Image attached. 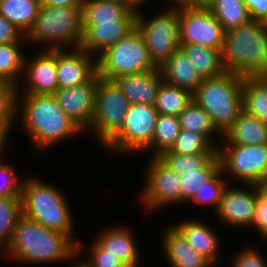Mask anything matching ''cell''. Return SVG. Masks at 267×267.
<instances>
[{
	"instance_id": "obj_1",
	"label": "cell",
	"mask_w": 267,
	"mask_h": 267,
	"mask_svg": "<svg viewBox=\"0 0 267 267\" xmlns=\"http://www.w3.org/2000/svg\"><path fill=\"white\" fill-rule=\"evenodd\" d=\"M20 89L17 87L16 118L21 116L22 126L30 135L36 149L44 150L70 136L84 132L64 113L53 94L23 96V93L20 94Z\"/></svg>"
},
{
	"instance_id": "obj_2",
	"label": "cell",
	"mask_w": 267,
	"mask_h": 267,
	"mask_svg": "<svg viewBox=\"0 0 267 267\" xmlns=\"http://www.w3.org/2000/svg\"><path fill=\"white\" fill-rule=\"evenodd\" d=\"M4 252L11 260L30 264L64 262L79 256L78 245L69 236L23 215L18 219L12 241Z\"/></svg>"
},
{
	"instance_id": "obj_3",
	"label": "cell",
	"mask_w": 267,
	"mask_h": 267,
	"mask_svg": "<svg viewBox=\"0 0 267 267\" xmlns=\"http://www.w3.org/2000/svg\"><path fill=\"white\" fill-rule=\"evenodd\" d=\"M221 54L225 72L242 77L267 76V24L251 20L225 30Z\"/></svg>"
},
{
	"instance_id": "obj_4",
	"label": "cell",
	"mask_w": 267,
	"mask_h": 267,
	"mask_svg": "<svg viewBox=\"0 0 267 267\" xmlns=\"http://www.w3.org/2000/svg\"><path fill=\"white\" fill-rule=\"evenodd\" d=\"M66 196L56 186L35 178H25L22 184V215L36 221L44 227L62 232L78 245V254L82 247L72 234L74 233L73 215L70 212Z\"/></svg>"
},
{
	"instance_id": "obj_5",
	"label": "cell",
	"mask_w": 267,
	"mask_h": 267,
	"mask_svg": "<svg viewBox=\"0 0 267 267\" xmlns=\"http://www.w3.org/2000/svg\"><path fill=\"white\" fill-rule=\"evenodd\" d=\"M243 77L224 72L205 78L193 94L194 101L209 115L216 131L223 136L233 125L242 108Z\"/></svg>"
},
{
	"instance_id": "obj_6",
	"label": "cell",
	"mask_w": 267,
	"mask_h": 267,
	"mask_svg": "<svg viewBox=\"0 0 267 267\" xmlns=\"http://www.w3.org/2000/svg\"><path fill=\"white\" fill-rule=\"evenodd\" d=\"M82 39V7L46 4H41L33 26L25 35V40L33 44L46 42L49 50L64 49L67 46L78 48Z\"/></svg>"
},
{
	"instance_id": "obj_7",
	"label": "cell",
	"mask_w": 267,
	"mask_h": 267,
	"mask_svg": "<svg viewBox=\"0 0 267 267\" xmlns=\"http://www.w3.org/2000/svg\"><path fill=\"white\" fill-rule=\"evenodd\" d=\"M96 59L98 76L107 80L157 68L149 56L142 35L136 28L105 49Z\"/></svg>"
},
{
	"instance_id": "obj_8",
	"label": "cell",
	"mask_w": 267,
	"mask_h": 267,
	"mask_svg": "<svg viewBox=\"0 0 267 267\" xmlns=\"http://www.w3.org/2000/svg\"><path fill=\"white\" fill-rule=\"evenodd\" d=\"M144 17L138 10L136 29L151 60L159 67L180 48L179 9L167 8L148 21Z\"/></svg>"
},
{
	"instance_id": "obj_9",
	"label": "cell",
	"mask_w": 267,
	"mask_h": 267,
	"mask_svg": "<svg viewBox=\"0 0 267 267\" xmlns=\"http://www.w3.org/2000/svg\"><path fill=\"white\" fill-rule=\"evenodd\" d=\"M130 103L114 80L98 76L92 129L104 146L122 127Z\"/></svg>"
},
{
	"instance_id": "obj_10",
	"label": "cell",
	"mask_w": 267,
	"mask_h": 267,
	"mask_svg": "<svg viewBox=\"0 0 267 267\" xmlns=\"http://www.w3.org/2000/svg\"><path fill=\"white\" fill-rule=\"evenodd\" d=\"M158 115L154 105L130 104L121 129L104 145L105 148L118 154L151 150Z\"/></svg>"
},
{
	"instance_id": "obj_11",
	"label": "cell",
	"mask_w": 267,
	"mask_h": 267,
	"mask_svg": "<svg viewBox=\"0 0 267 267\" xmlns=\"http://www.w3.org/2000/svg\"><path fill=\"white\" fill-rule=\"evenodd\" d=\"M217 148L220 169L242 184L260 186L267 182V143L261 145L227 144ZM227 147V148H225ZM223 149V150H222Z\"/></svg>"
},
{
	"instance_id": "obj_12",
	"label": "cell",
	"mask_w": 267,
	"mask_h": 267,
	"mask_svg": "<svg viewBox=\"0 0 267 267\" xmlns=\"http://www.w3.org/2000/svg\"><path fill=\"white\" fill-rule=\"evenodd\" d=\"M146 169V181L141 194V202L146 210L154 211L162 206L181 203L180 175L154 156Z\"/></svg>"
},
{
	"instance_id": "obj_13",
	"label": "cell",
	"mask_w": 267,
	"mask_h": 267,
	"mask_svg": "<svg viewBox=\"0 0 267 267\" xmlns=\"http://www.w3.org/2000/svg\"><path fill=\"white\" fill-rule=\"evenodd\" d=\"M180 44H197L223 49L222 25L207 7L179 9Z\"/></svg>"
},
{
	"instance_id": "obj_14",
	"label": "cell",
	"mask_w": 267,
	"mask_h": 267,
	"mask_svg": "<svg viewBox=\"0 0 267 267\" xmlns=\"http://www.w3.org/2000/svg\"><path fill=\"white\" fill-rule=\"evenodd\" d=\"M97 86L98 74L96 73L81 85L58 88L53 94L64 113L83 131L87 130L92 122Z\"/></svg>"
},
{
	"instance_id": "obj_15",
	"label": "cell",
	"mask_w": 267,
	"mask_h": 267,
	"mask_svg": "<svg viewBox=\"0 0 267 267\" xmlns=\"http://www.w3.org/2000/svg\"><path fill=\"white\" fill-rule=\"evenodd\" d=\"M137 11L130 10L118 21L82 23L83 39L80 48L93 56L118 42L136 28ZM96 54V55H94Z\"/></svg>"
},
{
	"instance_id": "obj_16",
	"label": "cell",
	"mask_w": 267,
	"mask_h": 267,
	"mask_svg": "<svg viewBox=\"0 0 267 267\" xmlns=\"http://www.w3.org/2000/svg\"><path fill=\"white\" fill-rule=\"evenodd\" d=\"M246 186L248 190L230 185L224 190L216 211L220 221L244 228L251 226L255 216L256 185Z\"/></svg>"
},
{
	"instance_id": "obj_17",
	"label": "cell",
	"mask_w": 267,
	"mask_h": 267,
	"mask_svg": "<svg viewBox=\"0 0 267 267\" xmlns=\"http://www.w3.org/2000/svg\"><path fill=\"white\" fill-rule=\"evenodd\" d=\"M92 55L80 47L57 50L58 87H75L89 81L97 73V60Z\"/></svg>"
},
{
	"instance_id": "obj_18",
	"label": "cell",
	"mask_w": 267,
	"mask_h": 267,
	"mask_svg": "<svg viewBox=\"0 0 267 267\" xmlns=\"http://www.w3.org/2000/svg\"><path fill=\"white\" fill-rule=\"evenodd\" d=\"M24 59L25 94H54L58 90L57 50L45 49L30 61ZM28 62V63H27ZM28 82V83H27Z\"/></svg>"
},
{
	"instance_id": "obj_19",
	"label": "cell",
	"mask_w": 267,
	"mask_h": 267,
	"mask_svg": "<svg viewBox=\"0 0 267 267\" xmlns=\"http://www.w3.org/2000/svg\"><path fill=\"white\" fill-rule=\"evenodd\" d=\"M130 104L154 105L163 77L159 67L148 72L124 75L114 79Z\"/></svg>"
},
{
	"instance_id": "obj_20",
	"label": "cell",
	"mask_w": 267,
	"mask_h": 267,
	"mask_svg": "<svg viewBox=\"0 0 267 267\" xmlns=\"http://www.w3.org/2000/svg\"><path fill=\"white\" fill-rule=\"evenodd\" d=\"M134 234L126 226L108 227L94 240L107 253L117 256L128 267H139L140 254Z\"/></svg>"
},
{
	"instance_id": "obj_21",
	"label": "cell",
	"mask_w": 267,
	"mask_h": 267,
	"mask_svg": "<svg viewBox=\"0 0 267 267\" xmlns=\"http://www.w3.org/2000/svg\"><path fill=\"white\" fill-rule=\"evenodd\" d=\"M159 69L164 82L187 90L192 95L203 81V78L181 48L160 65Z\"/></svg>"
},
{
	"instance_id": "obj_22",
	"label": "cell",
	"mask_w": 267,
	"mask_h": 267,
	"mask_svg": "<svg viewBox=\"0 0 267 267\" xmlns=\"http://www.w3.org/2000/svg\"><path fill=\"white\" fill-rule=\"evenodd\" d=\"M165 229L163 251L171 267H210L213 264L195 251L187 240L172 226Z\"/></svg>"
},
{
	"instance_id": "obj_23",
	"label": "cell",
	"mask_w": 267,
	"mask_h": 267,
	"mask_svg": "<svg viewBox=\"0 0 267 267\" xmlns=\"http://www.w3.org/2000/svg\"><path fill=\"white\" fill-rule=\"evenodd\" d=\"M190 244V246L213 265L217 263L220 237L214 229L197 220H184L178 225H172Z\"/></svg>"
},
{
	"instance_id": "obj_24",
	"label": "cell",
	"mask_w": 267,
	"mask_h": 267,
	"mask_svg": "<svg viewBox=\"0 0 267 267\" xmlns=\"http://www.w3.org/2000/svg\"><path fill=\"white\" fill-rule=\"evenodd\" d=\"M222 138L226 144H265L267 143V123L242 110Z\"/></svg>"
},
{
	"instance_id": "obj_25",
	"label": "cell",
	"mask_w": 267,
	"mask_h": 267,
	"mask_svg": "<svg viewBox=\"0 0 267 267\" xmlns=\"http://www.w3.org/2000/svg\"><path fill=\"white\" fill-rule=\"evenodd\" d=\"M242 108L267 123V76L243 77Z\"/></svg>"
},
{
	"instance_id": "obj_26",
	"label": "cell",
	"mask_w": 267,
	"mask_h": 267,
	"mask_svg": "<svg viewBox=\"0 0 267 267\" xmlns=\"http://www.w3.org/2000/svg\"><path fill=\"white\" fill-rule=\"evenodd\" d=\"M180 48L203 79L218 77L225 72L221 50L197 44H180Z\"/></svg>"
},
{
	"instance_id": "obj_27",
	"label": "cell",
	"mask_w": 267,
	"mask_h": 267,
	"mask_svg": "<svg viewBox=\"0 0 267 267\" xmlns=\"http://www.w3.org/2000/svg\"><path fill=\"white\" fill-rule=\"evenodd\" d=\"M40 6L41 0H0V15L25 36L33 26Z\"/></svg>"
},
{
	"instance_id": "obj_28",
	"label": "cell",
	"mask_w": 267,
	"mask_h": 267,
	"mask_svg": "<svg viewBox=\"0 0 267 267\" xmlns=\"http://www.w3.org/2000/svg\"><path fill=\"white\" fill-rule=\"evenodd\" d=\"M130 10L126 4L115 0H84L82 23L118 21Z\"/></svg>"
},
{
	"instance_id": "obj_29",
	"label": "cell",
	"mask_w": 267,
	"mask_h": 267,
	"mask_svg": "<svg viewBox=\"0 0 267 267\" xmlns=\"http://www.w3.org/2000/svg\"><path fill=\"white\" fill-rule=\"evenodd\" d=\"M224 30L239 27L251 21L244 0H212L207 6Z\"/></svg>"
},
{
	"instance_id": "obj_30",
	"label": "cell",
	"mask_w": 267,
	"mask_h": 267,
	"mask_svg": "<svg viewBox=\"0 0 267 267\" xmlns=\"http://www.w3.org/2000/svg\"><path fill=\"white\" fill-rule=\"evenodd\" d=\"M21 46L22 42L0 44V80L16 88L20 86L25 59Z\"/></svg>"
},
{
	"instance_id": "obj_31",
	"label": "cell",
	"mask_w": 267,
	"mask_h": 267,
	"mask_svg": "<svg viewBox=\"0 0 267 267\" xmlns=\"http://www.w3.org/2000/svg\"><path fill=\"white\" fill-rule=\"evenodd\" d=\"M192 100L193 95L189 91L162 81L154 107L159 114L179 116Z\"/></svg>"
},
{
	"instance_id": "obj_32",
	"label": "cell",
	"mask_w": 267,
	"mask_h": 267,
	"mask_svg": "<svg viewBox=\"0 0 267 267\" xmlns=\"http://www.w3.org/2000/svg\"><path fill=\"white\" fill-rule=\"evenodd\" d=\"M180 121L178 116L159 114L152 136L151 149L153 156L158 157L164 151L170 150L179 135Z\"/></svg>"
},
{
	"instance_id": "obj_33",
	"label": "cell",
	"mask_w": 267,
	"mask_h": 267,
	"mask_svg": "<svg viewBox=\"0 0 267 267\" xmlns=\"http://www.w3.org/2000/svg\"><path fill=\"white\" fill-rule=\"evenodd\" d=\"M220 170V159L218 154L204 167L196 170L181 172V204L189 202L200 190L204 183L210 180Z\"/></svg>"
},
{
	"instance_id": "obj_34",
	"label": "cell",
	"mask_w": 267,
	"mask_h": 267,
	"mask_svg": "<svg viewBox=\"0 0 267 267\" xmlns=\"http://www.w3.org/2000/svg\"><path fill=\"white\" fill-rule=\"evenodd\" d=\"M22 216L21 197L0 196V249L12 241L18 219Z\"/></svg>"
},
{
	"instance_id": "obj_35",
	"label": "cell",
	"mask_w": 267,
	"mask_h": 267,
	"mask_svg": "<svg viewBox=\"0 0 267 267\" xmlns=\"http://www.w3.org/2000/svg\"><path fill=\"white\" fill-rule=\"evenodd\" d=\"M180 128L205 135L213 144L212 134L216 133L209 115L194 99L179 114Z\"/></svg>"
},
{
	"instance_id": "obj_36",
	"label": "cell",
	"mask_w": 267,
	"mask_h": 267,
	"mask_svg": "<svg viewBox=\"0 0 267 267\" xmlns=\"http://www.w3.org/2000/svg\"><path fill=\"white\" fill-rule=\"evenodd\" d=\"M217 148L205 135L181 129L170 151L181 155L217 154Z\"/></svg>"
},
{
	"instance_id": "obj_37",
	"label": "cell",
	"mask_w": 267,
	"mask_h": 267,
	"mask_svg": "<svg viewBox=\"0 0 267 267\" xmlns=\"http://www.w3.org/2000/svg\"><path fill=\"white\" fill-rule=\"evenodd\" d=\"M223 175L226 174L220 169L210 180L204 183V186L200 190L196 191L195 195L189 202H194L198 205L202 204L201 206L208 204L214 205L213 208H215L216 214L223 192L230 184V181L224 178Z\"/></svg>"
},
{
	"instance_id": "obj_38",
	"label": "cell",
	"mask_w": 267,
	"mask_h": 267,
	"mask_svg": "<svg viewBox=\"0 0 267 267\" xmlns=\"http://www.w3.org/2000/svg\"><path fill=\"white\" fill-rule=\"evenodd\" d=\"M217 154H175L170 150L158 156L166 165L181 176V172L204 168Z\"/></svg>"
},
{
	"instance_id": "obj_39",
	"label": "cell",
	"mask_w": 267,
	"mask_h": 267,
	"mask_svg": "<svg viewBox=\"0 0 267 267\" xmlns=\"http://www.w3.org/2000/svg\"><path fill=\"white\" fill-rule=\"evenodd\" d=\"M16 94V87L0 80V127L7 134L16 122Z\"/></svg>"
},
{
	"instance_id": "obj_40",
	"label": "cell",
	"mask_w": 267,
	"mask_h": 267,
	"mask_svg": "<svg viewBox=\"0 0 267 267\" xmlns=\"http://www.w3.org/2000/svg\"><path fill=\"white\" fill-rule=\"evenodd\" d=\"M0 154V196L4 197H21L23 181H18L14 168L2 162Z\"/></svg>"
},
{
	"instance_id": "obj_41",
	"label": "cell",
	"mask_w": 267,
	"mask_h": 267,
	"mask_svg": "<svg viewBox=\"0 0 267 267\" xmlns=\"http://www.w3.org/2000/svg\"><path fill=\"white\" fill-rule=\"evenodd\" d=\"M89 250V259L79 260L85 267H128L117 256L107 253L96 241Z\"/></svg>"
},
{
	"instance_id": "obj_42",
	"label": "cell",
	"mask_w": 267,
	"mask_h": 267,
	"mask_svg": "<svg viewBox=\"0 0 267 267\" xmlns=\"http://www.w3.org/2000/svg\"><path fill=\"white\" fill-rule=\"evenodd\" d=\"M255 216L250 227L257 228L264 240L267 239V194L256 186Z\"/></svg>"
},
{
	"instance_id": "obj_43",
	"label": "cell",
	"mask_w": 267,
	"mask_h": 267,
	"mask_svg": "<svg viewBox=\"0 0 267 267\" xmlns=\"http://www.w3.org/2000/svg\"><path fill=\"white\" fill-rule=\"evenodd\" d=\"M255 247H247L239 251L233 259L232 267H267L265 258Z\"/></svg>"
},
{
	"instance_id": "obj_44",
	"label": "cell",
	"mask_w": 267,
	"mask_h": 267,
	"mask_svg": "<svg viewBox=\"0 0 267 267\" xmlns=\"http://www.w3.org/2000/svg\"><path fill=\"white\" fill-rule=\"evenodd\" d=\"M25 36L18 28L10 23L4 16L0 15V44L10 42H26Z\"/></svg>"
},
{
	"instance_id": "obj_45",
	"label": "cell",
	"mask_w": 267,
	"mask_h": 267,
	"mask_svg": "<svg viewBox=\"0 0 267 267\" xmlns=\"http://www.w3.org/2000/svg\"><path fill=\"white\" fill-rule=\"evenodd\" d=\"M251 20L265 21L267 19V0H244Z\"/></svg>"
},
{
	"instance_id": "obj_46",
	"label": "cell",
	"mask_w": 267,
	"mask_h": 267,
	"mask_svg": "<svg viewBox=\"0 0 267 267\" xmlns=\"http://www.w3.org/2000/svg\"><path fill=\"white\" fill-rule=\"evenodd\" d=\"M84 0H41V4L57 6V7H82Z\"/></svg>"
},
{
	"instance_id": "obj_47",
	"label": "cell",
	"mask_w": 267,
	"mask_h": 267,
	"mask_svg": "<svg viewBox=\"0 0 267 267\" xmlns=\"http://www.w3.org/2000/svg\"><path fill=\"white\" fill-rule=\"evenodd\" d=\"M170 1H172V5L169 6L168 8L172 9L193 8V0H170Z\"/></svg>"
},
{
	"instance_id": "obj_48",
	"label": "cell",
	"mask_w": 267,
	"mask_h": 267,
	"mask_svg": "<svg viewBox=\"0 0 267 267\" xmlns=\"http://www.w3.org/2000/svg\"><path fill=\"white\" fill-rule=\"evenodd\" d=\"M7 137H9L8 134L0 127V154L3 153V149L6 146Z\"/></svg>"
},
{
	"instance_id": "obj_49",
	"label": "cell",
	"mask_w": 267,
	"mask_h": 267,
	"mask_svg": "<svg viewBox=\"0 0 267 267\" xmlns=\"http://www.w3.org/2000/svg\"><path fill=\"white\" fill-rule=\"evenodd\" d=\"M212 0H193V8L194 7H207Z\"/></svg>"
},
{
	"instance_id": "obj_50",
	"label": "cell",
	"mask_w": 267,
	"mask_h": 267,
	"mask_svg": "<svg viewBox=\"0 0 267 267\" xmlns=\"http://www.w3.org/2000/svg\"><path fill=\"white\" fill-rule=\"evenodd\" d=\"M147 2H148V0H132V10L138 11V9L141 7V5L143 6V4H145Z\"/></svg>"
},
{
	"instance_id": "obj_51",
	"label": "cell",
	"mask_w": 267,
	"mask_h": 267,
	"mask_svg": "<svg viewBox=\"0 0 267 267\" xmlns=\"http://www.w3.org/2000/svg\"><path fill=\"white\" fill-rule=\"evenodd\" d=\"M115 1L122 2L132 9V0H115Z\"/></svg>"
},
{
	"instance_id": "obj_52",
	"label": "cell",
	"mask_w": 267,
	"mask_h": 267,
	"mask_svg": "<svg viewBox=\"0 0 267 267\" xmlns=\"http://www.w3.org/2000/svg\"><path fill=\"white\" fill-rule=\"evenodd\" d=\"M260 188L267 194V182L263 185H260Z\"/></svg>"
},
{
	"instance_id": "obj_53",
	"label": "cell",
	"mask_w": 267,
	"mask_h": 267,
	"mask_svg": "<svg viewBox=\"0 0 267 267\" xmlns=\"http://www.w3.org/2000/svg\"><path fill=\"white\" fill-rule=\"evenodd\" d=\"M79 262V263H78ZM75 265L72 264L71 267H85L80 261H78Z\"/></svg>"
}]
</instances>
